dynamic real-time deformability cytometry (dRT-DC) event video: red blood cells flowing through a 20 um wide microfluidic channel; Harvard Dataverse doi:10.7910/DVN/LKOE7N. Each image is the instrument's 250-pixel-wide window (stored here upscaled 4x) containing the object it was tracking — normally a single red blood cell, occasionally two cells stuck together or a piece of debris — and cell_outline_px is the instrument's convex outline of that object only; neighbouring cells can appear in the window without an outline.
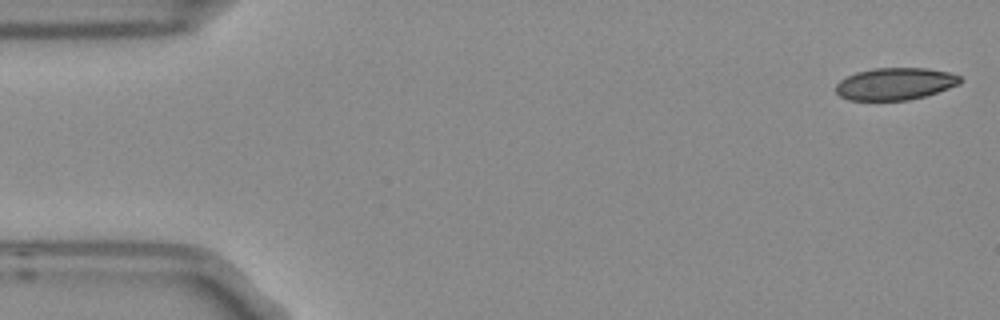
{"species": "Egyptian fruit bat (a non-hibernating species)", "species_latin": "Rousettus aegyptiacus", "temperature_condition": "room temperature", "stored_images_in_passage": 4, "camera_frame_rate_fps": 3000, "um_per_image_px": 0.085, "frame": {"image": 1, "passage_image": 1, "time_ms": 0.0, "image_size_px": [1000, 320], "cell_outline_px": [[960, 84], [924, 96], [908, 100], [848, 100], [840, 96], [836, 92], [836, 84], [840, 80], [856, 72], [872, 68], [928, 68], [948, 72], [960, 76]], "centroid_in_image_um": [76.06, 7.12], "position_along_channel_um": 8.9, "area_um2": 23.18}}
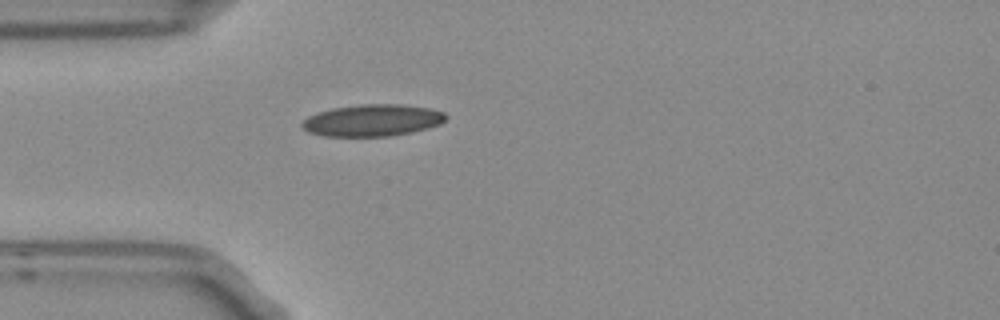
{"frame": {"image": 2, "passage_image": 4, "time_ms": 1.0, "image_size_px": [1000, 320], "cell_outline_px": [[448, 116], [440, 124], [412, 132], [392, 136], [324, 136], [308, 132], [300, 124], [308, 116], [316, 112], [332, 108], [360, 104], [404, 104], [432, 108], [444, 112]], "centroid_in_image_um": [31.66, 10.22], "position_along_channel_um": 53.3, "area_um2": 26.88}}